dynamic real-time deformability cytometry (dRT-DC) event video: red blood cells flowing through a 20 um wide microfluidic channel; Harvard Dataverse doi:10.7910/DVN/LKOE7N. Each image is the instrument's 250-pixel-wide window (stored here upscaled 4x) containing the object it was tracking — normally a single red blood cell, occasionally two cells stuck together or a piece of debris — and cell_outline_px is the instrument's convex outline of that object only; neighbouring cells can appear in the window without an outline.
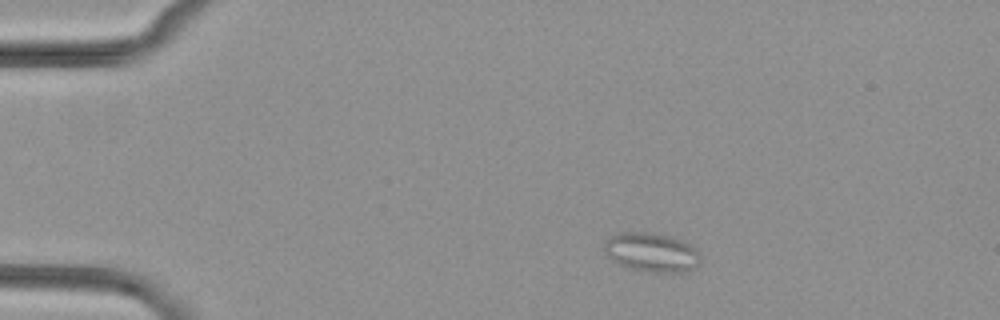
{"species": "common noctule bat (a hibernating species)", "species_latin": "Nyctalus noctula", "temperature_condition": "cold", "stored_images_in_passage": 2, "camera_frame_rate_fps": 3000, "um_per_image_px": 0.085, "animal": {"sex": "female", "body_mass_g": 29.2, "forearm_length_mm": 56.3}, "frame": {"image": 1, "passage_image": 1, "time_ms": 0.0, "image_size_px": [1000, 320], "cell_outline_px": [[700, 264], [696, 268], [684, 272], [648, 272], [628, 268], [616, 264], [604, 252], [604, 240], [616, 232], [648, 232], [668, 236], [684, 240], [696, 248], [700, 256]], "centroid_in_image_um": [55.37, 21.45], "position_along_channel_um": 29.6, "area_um2": 22.43}}